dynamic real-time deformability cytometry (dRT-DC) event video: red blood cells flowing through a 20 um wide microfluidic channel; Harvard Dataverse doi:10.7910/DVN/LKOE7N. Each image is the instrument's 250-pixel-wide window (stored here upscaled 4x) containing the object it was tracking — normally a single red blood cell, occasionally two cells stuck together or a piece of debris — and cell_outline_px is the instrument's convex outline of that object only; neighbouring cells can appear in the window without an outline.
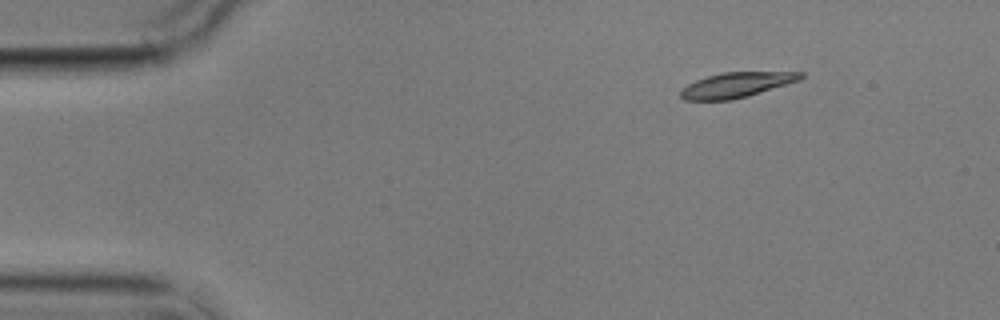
{"species": "common noctule bat (a hibernating species)", "species_latin": "Nyctalus noctula", "temperature_condition": "cold", "stored_images_in_passage": 6, "camera_frame_rate_fps": 3000, "um_per_image_px": 0.085, "animal": {"sex": "male", "body_mass_g": 17.9}, "frame": {"image": 1, "passage_image": 1, "time_ms": 0.0, "image_size_px": [1000, 320], "cell_outline_px": [[804, 76], [800, 80], [748, 96], [732, 100], [684, 100], [680, 96], [680, 92], [688, 84], [696, 80], [708, 76], [724, 72], [804, 72]], "centroid_in_image_um": [62.61, 7.22], "position_along_channel_um": 22.4, "area_um2": 17.4}}
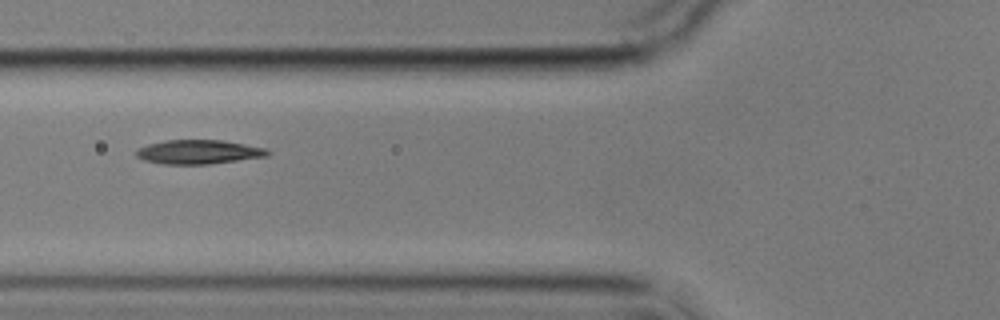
{"frame": {"image": 2, "passage_image": 5, "time_ms": 4.667, "image_size_px": [1000, 320], "cell_outline_px": [[272, 152], [268, 156], [208, 164], [164, 164], [144, 160], [136, 156], [136, 148], [148, 144], [164, 140], [220, 140], [268, 148]], "centroid_in_image_um": [16.88, 12.91], "position_along_channel_um": 108.9, "area_um2": 18.5}}
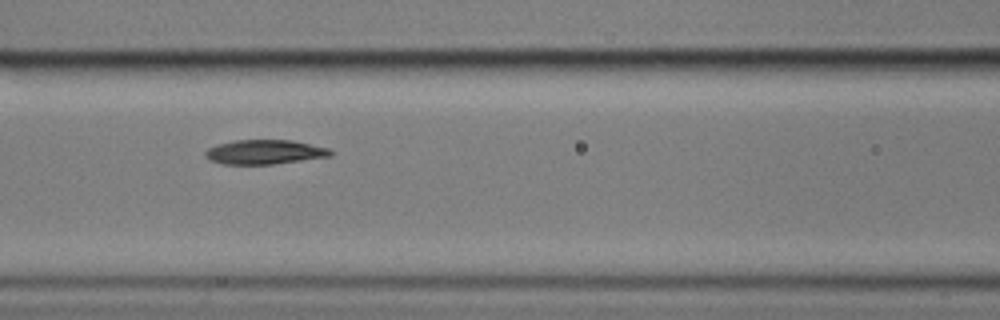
{"frame": {"image": 3, "passage_image": 6, "time_ms": 5.667, "image_size_px": [1000, 320], "cell_outline_px": [[332, 156], [272, 164], [224, 164], [208, 160], [204, 156], [204, 152], [208, 148], [216, 144], [236, 140], [292, 140], [328, 148], [332, 152]], "centroid_in_image_um": [22.45, 12.92], "position_along_channel_um": 144.2, "area_um2": 17.8}}